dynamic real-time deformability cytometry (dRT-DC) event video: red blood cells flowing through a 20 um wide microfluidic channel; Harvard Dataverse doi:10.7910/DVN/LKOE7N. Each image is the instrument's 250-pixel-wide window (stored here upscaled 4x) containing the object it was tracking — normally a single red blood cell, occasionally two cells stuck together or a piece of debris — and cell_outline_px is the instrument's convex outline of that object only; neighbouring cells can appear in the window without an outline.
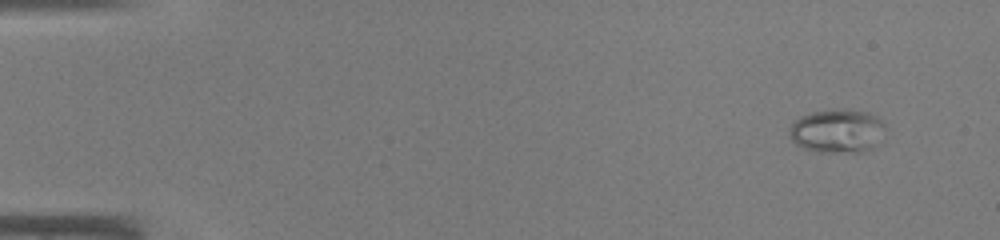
{"species": "common noctule bat (a hibernating species)", "species_latin": "Nyctalus noctula", "temperature_condition": "warm", "stored_images_in_passage": 43, "camera_frame_rate_fps": 3000, "um_per_image_px": 0.085, "animal": {"sex": "male", "body_mass_g": 19.0, "forearm_length_mm": 50.8}, "frame": {"image": 1, "passage_image": 1, "time_ms": 0.0, "image_size_px": [1000, 240], "cell_outline_px": [[884, 128], [876, 144], [872, 148], [864, 152], [816, 152], [800, 148], [788, 136], [788, 128], [800, 116], [812, 112], [832, 108], [848, 108], [868, 112], [876, 116], [884, 124]], "centroid_in_image_um": [71.11, 11.12], "position_along_channel_um": 13.9, "area_um2": 24.85}}
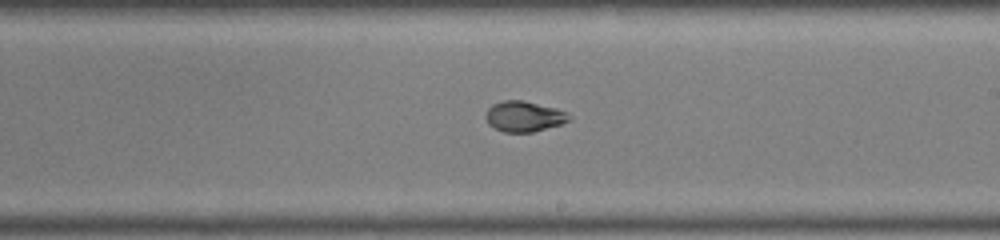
{"frame": {"image": 2, "passage_image": 25, "time_ms": 8.0, "image_size_px": [1000, 240], "cell_outline_px": [[572, 120], [560, 124], [532, 132], [504, 132], [488, 124], [484, 116], [488, 108], [492, 104], [504, 100], [524, 100], [556, 108], [568, 112], [572, 116]], "centroid_in_image_um": [44.56, 9.88], "position_along_channel_um": 244.4, "area_um2": 14.97}}
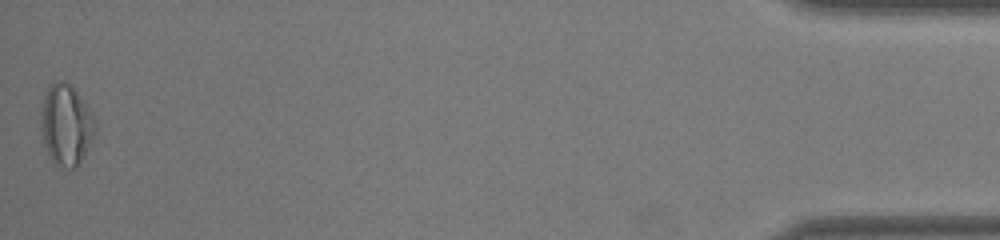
{"frame": {"image": 3, "passage_image": 43, "time_ms": 14.0, "image_size_px": [1000, 240], "cell_outline_px": [[96, 132], [80, 164], [76, 168], [60, 168], [48, 156], [44, 144], [40, 128], [40, 112], [44, 92], [48, 84], [56, 80], [64, 80], [72, 84], [88, 108], [96, 124]], "centroid_in_image_um": [5.58, 10.59], "position_along_channel_um": 429.6, "area_um2": 26.24}}